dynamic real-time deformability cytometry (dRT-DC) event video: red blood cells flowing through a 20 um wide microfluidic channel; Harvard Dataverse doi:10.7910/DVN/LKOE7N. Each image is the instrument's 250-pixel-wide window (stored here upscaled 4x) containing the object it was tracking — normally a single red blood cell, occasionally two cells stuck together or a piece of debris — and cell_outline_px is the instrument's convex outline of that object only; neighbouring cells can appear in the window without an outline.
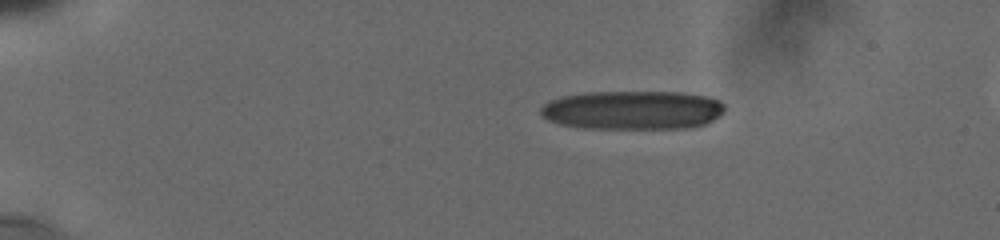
{"species": "human", "species_latin": "Homo sapiens", "temperature_condition": "cold", "stored_images_in_passage": 14, "camera_frame_rate_fps": 3000, "um_per_image_px": 0.085, "donor": {"sex": "male"}, "frame": {"image": 1, "passage_image": 1, "time_ms": 0.0, "image_size_px": [1000, 240], "cell_outline_px": [[724, 112], [720, 116], [704, 124], [684, 128], [584, 128], [560, 124], [548, 120], [540, 112], [540, 108], [548, 100], [560, 96], [584, 92], [680, 92], [708, 96], [720, 100], [724, 104]], "centroid_in_image_um": [53.77, 9.34], "position_along_channel_um": 31.2, "area_um2": 41.91}}
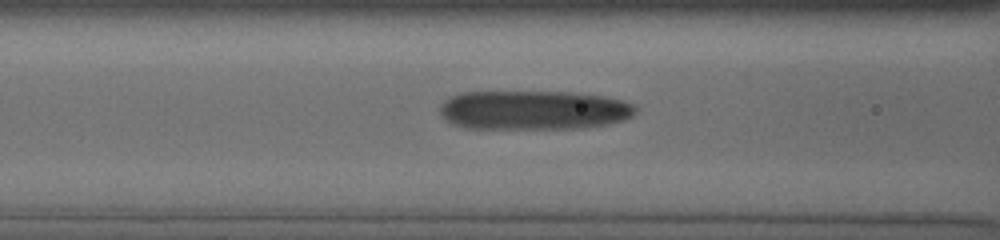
{"frame": {"image": 2, "passage_image": 13, "time_ms": 4.667, "image_size_px": [1000, 240], "cell_outline_px": [[636, 112], [632, 116], [624, 120], [608, 124], [584, 128], [468, 128], [456, 124], [448, 120], [440, 112], [440, 108], [444, 100], [460, 92], [568, 92], [604, 96], [624, 100], [632, 104], [636, 108]], "centroid_in_image_um": [45.41, 9.35], "position_along_channel_um": 121.2, "area_um2": 44.56}}